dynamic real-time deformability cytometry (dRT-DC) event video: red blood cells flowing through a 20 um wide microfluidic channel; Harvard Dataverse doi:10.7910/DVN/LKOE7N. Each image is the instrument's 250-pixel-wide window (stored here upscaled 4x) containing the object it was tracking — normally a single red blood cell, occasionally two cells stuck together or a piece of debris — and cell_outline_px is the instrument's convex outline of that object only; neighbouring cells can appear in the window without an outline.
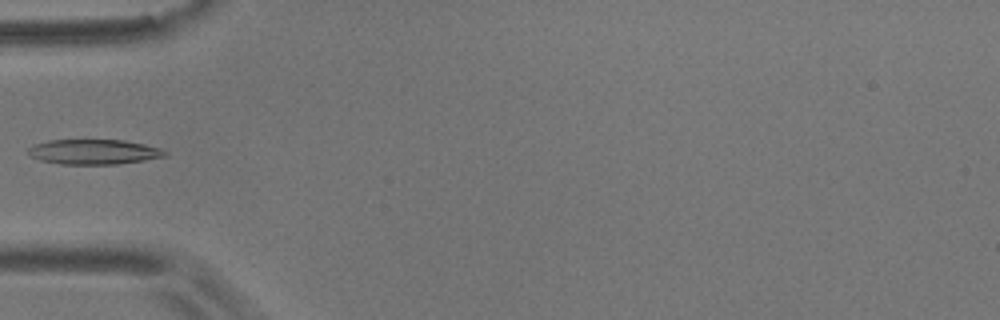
{"species": "common noctule bat (a hibernating species)", "species_latin": "Nyctalus noctula", "temperature_condition": "room temperature", "stored_images_in_passage": 5, "camera_frame_rate_fps": 3000, "um_per_image_px": 0.085, "animal": {"sex": "male", "body_mass_g": 17.9}, "frame": {"image": 1, "passage_image": 5, "time_ms": 5.667, "image_size_px": [1000, 320], "cell_outline_px": [[168, 156], [120, 164], [60, 164], [40, 160], [28, 156], [28, 148], [32, 144], [48, 140], [124, 140], [164, 148], [168, 152]], "centroid_in_image_um": [7.99, 12.9], "position_along_channel_um": 77.0, "area_um2": 20.23}}